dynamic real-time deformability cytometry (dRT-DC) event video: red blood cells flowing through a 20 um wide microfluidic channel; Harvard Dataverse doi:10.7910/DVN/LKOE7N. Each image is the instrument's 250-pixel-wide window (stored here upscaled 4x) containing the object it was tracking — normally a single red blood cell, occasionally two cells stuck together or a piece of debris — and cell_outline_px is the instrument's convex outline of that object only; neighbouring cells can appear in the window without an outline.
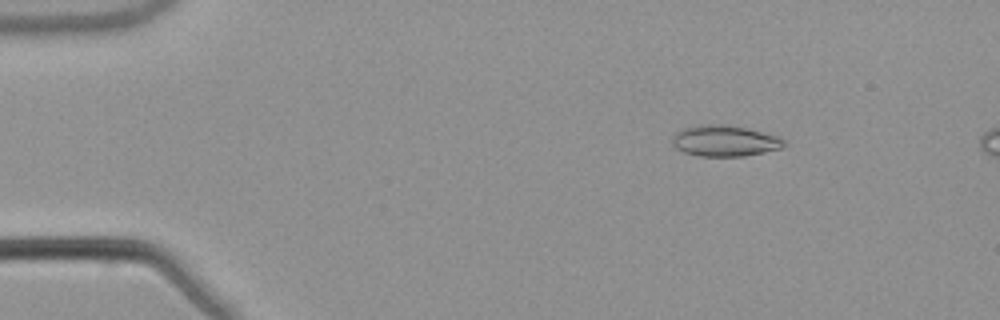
{"species": "common noctule bat (a hibernating species)", "species_latin": "Nyctalus noctula", "temperature_condition": "warm", "stored_images_in_passage": 13, "camera_frame_rate_fps": 3000, "um_per_image_px": 0.085, "animal": {"sex": "male", "body_mass_g": 21.5, "forearm_length_mm": 52.0}, "frame": {"image": 1, "passage_image": 8, "time_ms": 2.333, "image_size_px": [1000, 320], "cell_outline_px": [[788, 144], [784, 148], [744, 156], [700, 156], [684, 152], [676, 148], [672, 144], [672, 136], [676, 132], [684, 128], [700, 124], [724, 124], [744, 128], [780, 136], [788, 140]], "centroid_in_image_um": [61.65, 11.97], "position_along_channel_um": 23.3, "area_um2": 20.46}}